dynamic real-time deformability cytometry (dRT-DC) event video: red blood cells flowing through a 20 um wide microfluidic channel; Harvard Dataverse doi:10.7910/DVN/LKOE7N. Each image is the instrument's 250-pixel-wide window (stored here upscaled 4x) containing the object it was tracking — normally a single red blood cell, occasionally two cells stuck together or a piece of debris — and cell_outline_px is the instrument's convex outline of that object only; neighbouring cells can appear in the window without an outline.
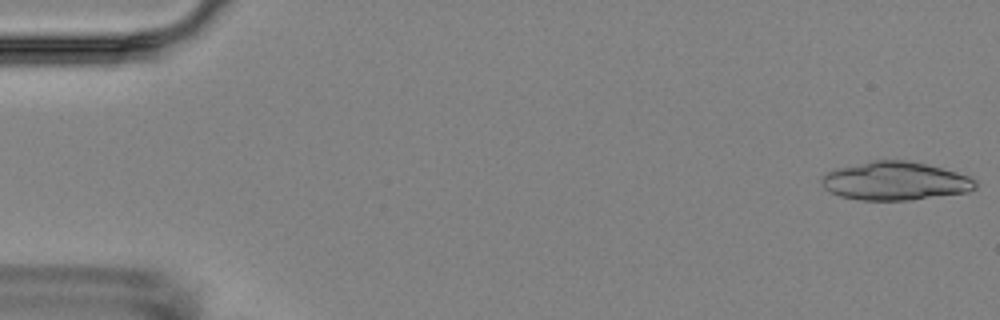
{"species": "Egyptian fruit bat (a non-hibernating species)", "species_latin": "Rousettus aegyptiacus", "temperature_condition": "room temperature", "stored_images_in_passage": 6, "camera_frame_rate_fps": 3000, "um_per_image_px": 0.085, "animal": {"sex": "female"}, "frame": {"image": 1, "passage_image": 1, "time_ms": 0.0, "image_size_px": [1000, 320], "cell_outline_px": [[976, 188], [968, 192], [912, 200], [860, 200], [840, 196], [824, 188], [820, 180], [828, 172], [836, 168], [872, 160], [908, 160], [956, 172], [968, 176], [976, 180]], "centroid_in_image_um": [76.09, 15.39], "position_along_channel_um": 8.9, "area_um2": 34.33}}